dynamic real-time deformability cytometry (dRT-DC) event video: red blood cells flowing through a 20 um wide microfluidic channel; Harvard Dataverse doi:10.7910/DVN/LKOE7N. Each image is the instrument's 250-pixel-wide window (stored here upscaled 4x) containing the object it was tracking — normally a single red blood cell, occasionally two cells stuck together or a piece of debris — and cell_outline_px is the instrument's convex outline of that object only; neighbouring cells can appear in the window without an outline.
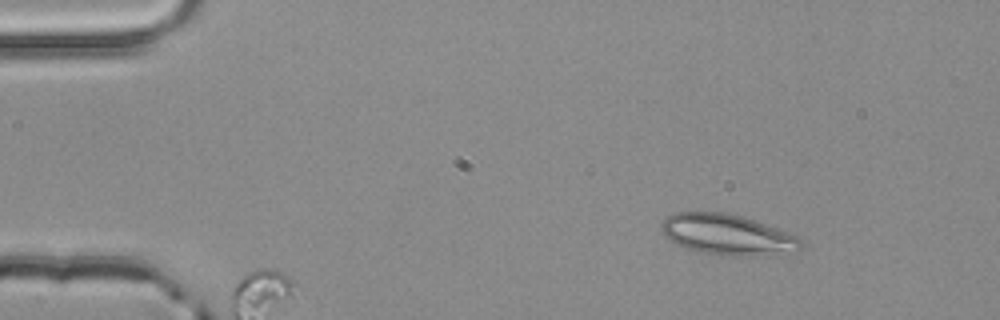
{"species": "common noctule bat (a hibernating species)", "species_latin": "Nyctalus noctula", "temperature_condition": "room temperature", "stored_images_in_passage": 3, "camera_frame_rate_fps": 3000, "um_per_image_px": 0.085, "animal": {"sex": "male", "body_mass_g": 20.4}, "frame": {"image": 1, "passage_image": 1, "time_ms": 0.0, "image_size_px": [1000, 320], "cell_outline_px": [[804, 244], [800, 252], [752, 256], [736, 256], [704, 252], [688, 248], [676, 244], [664, 236], [660, 228], [664, 216], [672, 212], [728, 212], [744, 216], [788, 232], [804, 240]], "centroid_in_image_um": [61.86, 19.93], "position_along_channel_um": 23.1, "area_um2": 33.52}}